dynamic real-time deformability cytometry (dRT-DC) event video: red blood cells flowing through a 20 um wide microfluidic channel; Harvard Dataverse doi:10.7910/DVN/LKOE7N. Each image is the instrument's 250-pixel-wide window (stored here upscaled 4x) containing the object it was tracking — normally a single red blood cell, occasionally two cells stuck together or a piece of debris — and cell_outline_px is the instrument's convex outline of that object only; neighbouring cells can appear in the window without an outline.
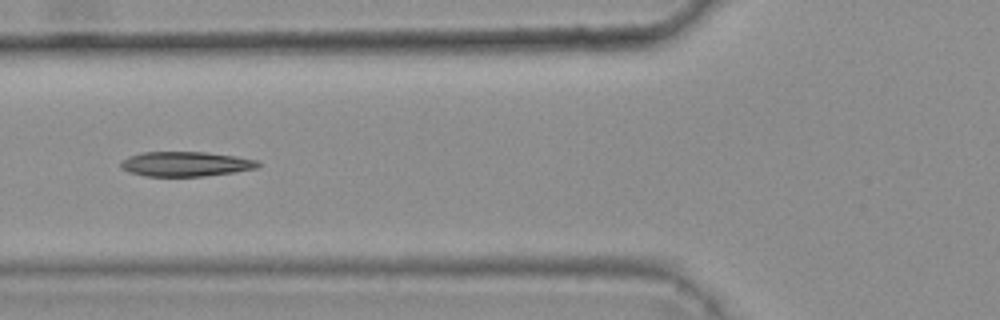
{"species": "common noctule bat (a hibernating species)", "species_latin": "Nyctalus noctula", "temperature_condition": "warm", "stored_images_in_passage": 5, "camera_frame_rate_fps": 3000, "um_per_image_px": 0.085, "animal": {"sex": "female", "body_mass_g": 25.1}, "frame": {"image": 1, "passage_image": 2, "time_ms": 0.333, "image_size_px": [1000, 320], "cell_outline_px": [[260, 164], [256, 168], [232, 172], [204, 176], [148, 176], [128, 172], [120, 168], [120, 160], [128, 156], [144, 152], [208, 152], [236, 156], [260, 160]], "centroid_in_image_um": [15.76, 13.93], "position_along_channel_um": 110.0, "area_um2": 19.88}}
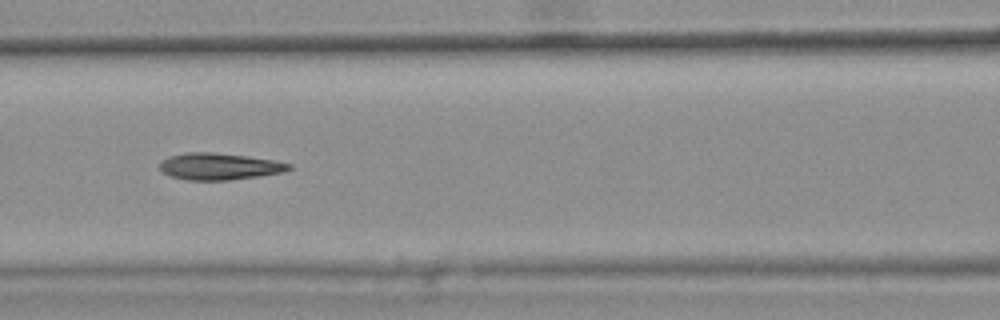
{"frame": {"image": 2, "passage_image": 3, "time_ms": 0.667, "image_size_px": [1000, 320], "cell_outline_px": [[292, 168], [284, 172], [260, 176], [228, 180], [188, 180], [172, 176], [164, 172], [160, 168], [160, 164], [168, 156], [184, 152], [212, 152], [248, 156], [272, 160], [292, 164]], "centroid_in_image_um": [18.66, 14.14], "position_along_channel_um": 147.9, "area_um2": 20.06}}